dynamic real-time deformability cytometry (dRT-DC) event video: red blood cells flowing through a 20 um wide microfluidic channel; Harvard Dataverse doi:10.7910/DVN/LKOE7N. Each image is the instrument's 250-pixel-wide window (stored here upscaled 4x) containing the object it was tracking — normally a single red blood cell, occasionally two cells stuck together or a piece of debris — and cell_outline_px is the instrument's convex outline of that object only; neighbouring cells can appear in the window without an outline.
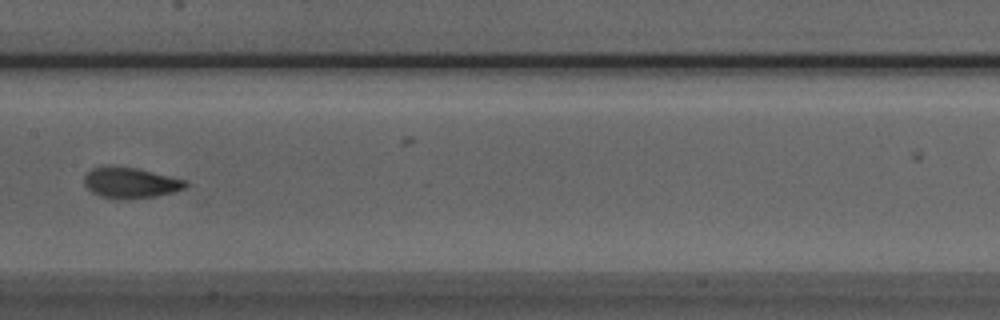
{"species": "Egyptian fruit bat (a non-hibernating species)", "species_latin": "Rousettus aegyptiacus", "temperature_condition": "room temperature", "stored_images_in_passage": 8, "camera_frame_rate_fps": 3000, "um_per_image_px": 0.085, "animal": {"sex": "male"}, "frame": {"image": 1, "passage_image": 7, "time_ms": 2.0, "image_size_px": [1000, 320], "cell_outline_px": [[188, 184], [184, 188], [172, 192], [156, 196], [128, 200], [116, 200], [100, 196], [92, 192], [84, 184], [84, 176], [92, 168], [136, 168], [188, 180]], "centroid_in_image_um": [11.12, 15.58], "position_along_channel_um": 196.3, "area_um2": 17.92}}